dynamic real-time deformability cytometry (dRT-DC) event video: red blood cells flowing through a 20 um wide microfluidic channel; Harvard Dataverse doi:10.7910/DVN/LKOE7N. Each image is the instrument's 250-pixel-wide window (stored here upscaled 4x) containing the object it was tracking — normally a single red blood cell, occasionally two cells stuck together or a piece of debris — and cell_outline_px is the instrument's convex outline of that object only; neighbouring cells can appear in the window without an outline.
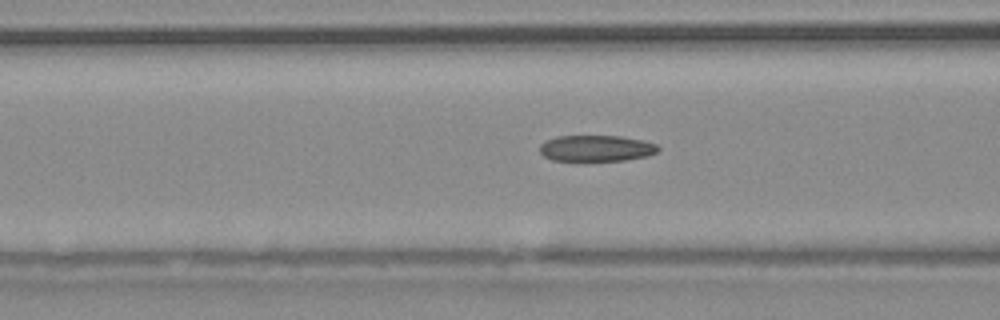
{"species": "common noctule bat (a hibernating species)", "species_latin": "Nyctalus noctula", "temperature_condition": "warm", "stored_images_in_passage": 36, "camera_frame_rate_fps": 3000, "um_per_image_px": 0.085, "animal": {"sex": "male", "body_mass_g": 20.4}, "frame": {"image": 1, "passage_image": 4, "time_ms": 1.0, "image_size_px": [1000, 320], "cell_outline_px": [[660, 148], [656, 152], [648, 156], [624, 160], [584, 164], [552, 160], [544, 156], [540, 152], [540, 144], [556, 136], [620, 136], [644, 140], [656, 144]], "centroid_in_image_um": [50.66, 12.66], "position_along_channel_um": 115.9, "area_um2": 18.96}}
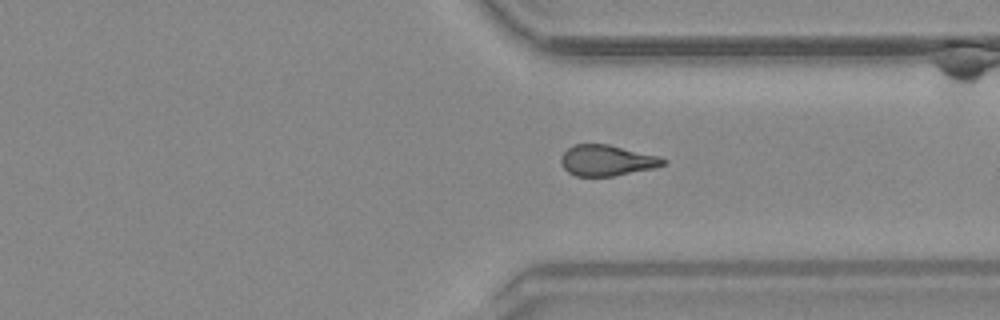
{"frame": {"image": 2, "passage_image": 23, "time_ms": 7.333, "image_size_px": [1000, 320], "cell_outline_px": [[668, 164], [656, 168], [612, 176], [576, 176], [568, 172], [564, 168], [560, 160], [560, 156], [568, 148], [576, 144], [608, 144], [660, 156], [668, 160]], "centroid_in_image_um": [51.63, 13.63], "position_along_channel_um": 359.8, "area_um2": 18.55}}
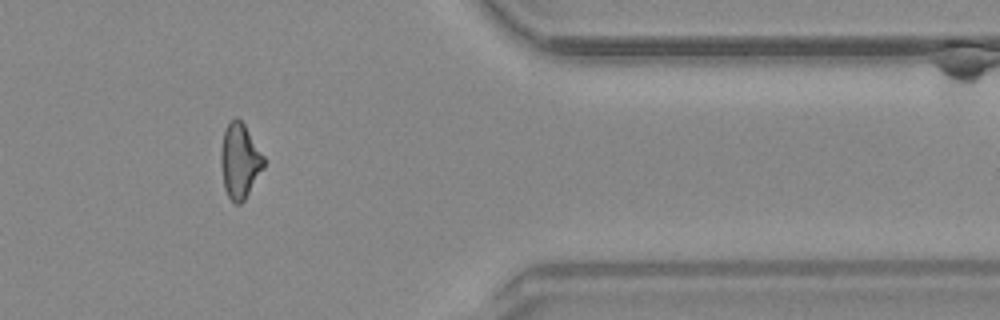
{"frame": {"image": 3, "passage_image": 27, "time_ms": 8.667, "image_size_px": [1000, 320], "cell_outline_px": [[264, 168], [244, 200], [240, 204], [236, 204], [228, 196], [224, 188], [220, 164], [220, 152], [224, 132], [228, 124], [236, 116], [244, 124], [264, 156]], "centroid_in_image_um": [20.37, 13.69], "position_along_channel_um": 391.0, "area_um2": 18.61}}